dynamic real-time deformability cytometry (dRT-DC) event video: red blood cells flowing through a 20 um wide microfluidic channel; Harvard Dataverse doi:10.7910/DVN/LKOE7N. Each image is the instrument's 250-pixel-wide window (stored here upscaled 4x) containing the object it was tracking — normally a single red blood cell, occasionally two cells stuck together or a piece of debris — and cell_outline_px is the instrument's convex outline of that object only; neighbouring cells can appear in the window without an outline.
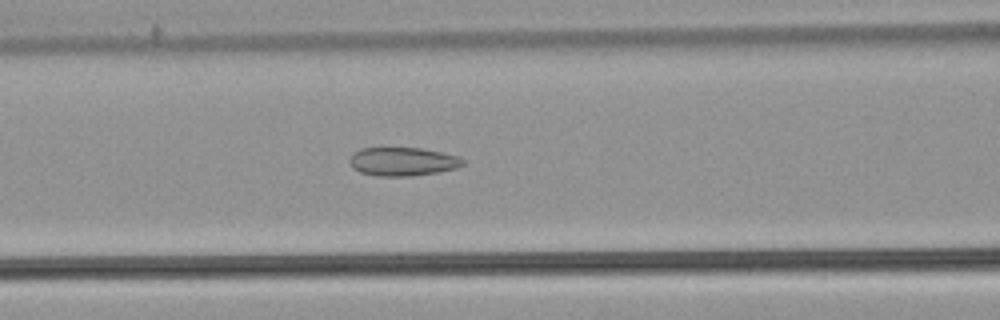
{"species": "common noctule bat (a hibernating species)", "species_latin": "Nyctalus noctula", "temperature_condition": "warm", "stored_images_in_passage": 53, "camera_frame_rate_fps": 3000, "um_per_image_px": 0.085, "animal": {"sex": "male", "body_mass_g": 21.5, "forearm_length_mm": 52.0}, "frame": {"image": 1, "passage_image": 22, "time_ms": 7.0, "image_size_px": [1000, 320], "cell_outline_px": [[464, 164], [456, 168], [440, 172], [412, 176], [376, 176], [360, 172], [352, 168], [348, 160], [360, 148], [420, 148], [460, 156], [464, 160]], "centroid_in_image_um": [34.24, 13.74], "position_along_channel_um": 132.4, "area_um2": 18.9}}
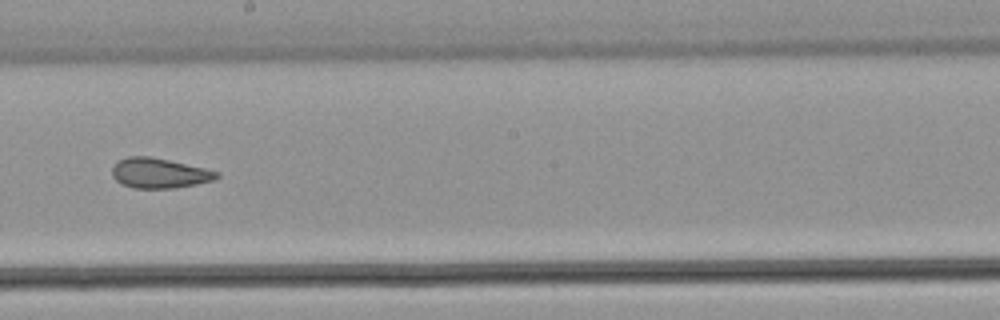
{"frame": {"image": 2, "passage_image": 30, "time_ms": 9.667, "image_size_px": [1000, 320], "cell_outline_px": [[220, 176], [216, 180], [176, 188], [132, 188], [120, 184], [112, 176], [112, 164], [116, 160], [128, 156], [152, 156], [204, 168], [220, 172]], "centroid_in_image_um": [13.51, 14.71], "position_along_channel_um": 234.7, "area_um2": 18.67}}
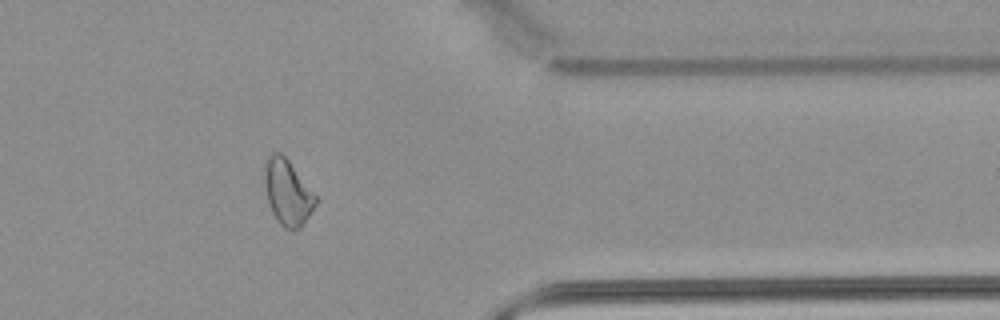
{"frame": {"image": 3, "passage_image": 43, "time_ms": 14.0, "image_size_px": [1000, 320], "cell_outline_px": [[316, 204], [300, 228], [292, 232], [284, 228], [276, 220], [272, 212], [268, 200], [264, 180], [264, 168], [268, 156], [272, 152], [280, 152], [288, 160], [316, 196]], "centroid_in_image_um": [24.42, 16.38], "position_along_channel_um": 387.0, "area_um2": 19.25}, "authors_computed_cell_mechanics": {"area_um2": 20.2878, "velocity_mm_per_s": 3.8529, "shape_relaxation_time_tau1_ms": null, "shape_relaxation_time_tau2_ms": 1.9138, "deformation_change_tau1": null, "deformation_change_tau2": 0.0927}}